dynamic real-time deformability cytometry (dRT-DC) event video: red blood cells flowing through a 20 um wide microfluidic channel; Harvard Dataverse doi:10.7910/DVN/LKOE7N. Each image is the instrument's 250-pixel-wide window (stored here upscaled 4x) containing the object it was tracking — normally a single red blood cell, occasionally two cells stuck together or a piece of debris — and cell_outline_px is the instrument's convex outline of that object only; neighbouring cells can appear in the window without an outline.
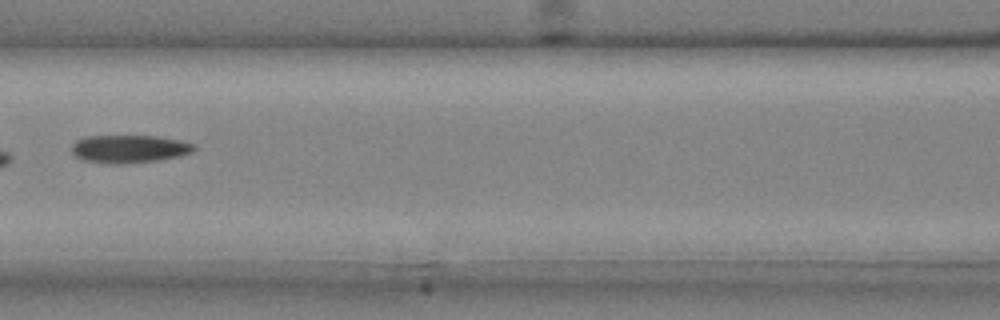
{"species": "common noctule bat (a hibernating species)", "species_latin": "Nyctalus noctula", "temperature_condition": "cold", "stored_images_in_passage": 6, "camera_frame_rate_fps": 3000, "um_per_image_px": 0.085, "animal": {"sex": "male", "body_mass_g": 20.4}, "frame": {"image": 1, "passage_image": 6, "time_ms": 1.667, "image_size_px": [1000, 320], "cell_outline_px": [[196, 148], [192, 152], [180, 156], [160, 160], [116, 164], [84, 160], [76, 156], [72, 152], [72, 144], [76, 140], [88, 136], [156, 136], [180, 140], [192, 144]], "centroid_in_image_um": [10.99, 12.65], "position_along_channel_um": 155.6, "area_um2": 19.71}}